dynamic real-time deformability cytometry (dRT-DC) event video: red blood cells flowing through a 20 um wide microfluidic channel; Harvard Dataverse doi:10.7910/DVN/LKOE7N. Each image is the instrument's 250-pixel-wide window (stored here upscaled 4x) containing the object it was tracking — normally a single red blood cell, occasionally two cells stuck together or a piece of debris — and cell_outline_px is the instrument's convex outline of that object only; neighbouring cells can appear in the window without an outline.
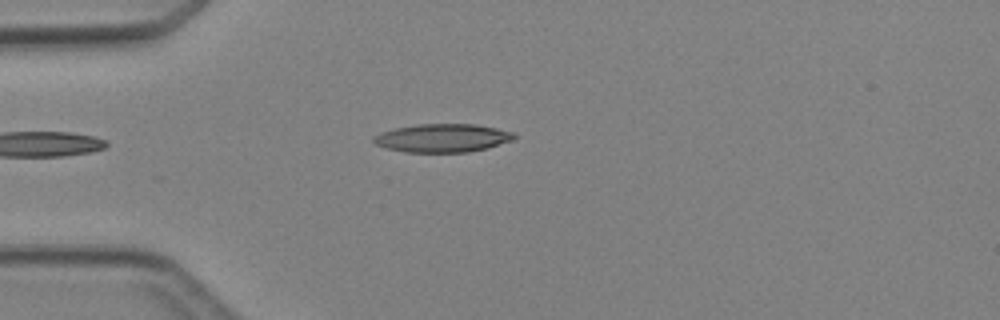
{"species": "Egyptian fruit bat (a non-hibernating species)", "species_latin": "Rousettus aegyptiacus", "temperature_condition": "cold", "stored_images_in_passage": 4, "camera_frame_rate_fps": 3000, "um_per_image_px": 0.085, "animal": {"sex": "female"}, "frame": {"image": 1, "passage_image": 3, "time_ms": 3.333, "image_size_px": [1000, 320], "cell_outline_px": [[516, 136], [512, 140], [488, 148], [468, 152], [404, 152], [388, 148], [376, 144], [372, 140], [372, 136], [380, 132], [396, 128], [420, 124], [476, 124], [516, 132]], "centroid_in_image_um": [37.63, 11.73], "position_along_channel_um": 47.4, "area_um2": 23.24}}